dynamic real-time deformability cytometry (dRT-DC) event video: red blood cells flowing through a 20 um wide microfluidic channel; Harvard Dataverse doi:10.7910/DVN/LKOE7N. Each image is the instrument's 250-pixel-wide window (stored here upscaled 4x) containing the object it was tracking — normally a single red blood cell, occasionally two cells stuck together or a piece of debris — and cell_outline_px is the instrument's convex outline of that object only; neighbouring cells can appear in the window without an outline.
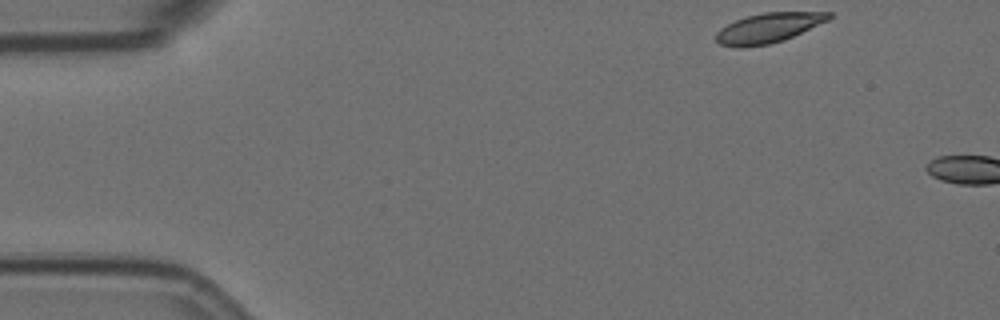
{"species": "Egyptian fruit bat (a non-hibernating species)", "species_latin": "Rousettus aegyptiacus", "temperature_condition": "room temperature", "stored_images_in_passage": 4, "camera_frame_rate_fps": 3000, "um_per_image_px": 0.085, "animal": {"sex": "female"}, "frame": {"image": 1, "passage_image": 1, "time_ms": 0.0, "image_size_px": [1000, 320], "cell_outline_px": [[832, 16], [828, 20], [784, 40], [768, 44], [744, 48], [740, 48], [720, 44], [716, 40], [716, 32], [720, 28], [736, 20], [748, 16], [764, 12], [832, 12]], "centroid_in_image_um": [65.3, 2.38], "position_along_channel_um": 19.7, "area_um2": 19.42}}